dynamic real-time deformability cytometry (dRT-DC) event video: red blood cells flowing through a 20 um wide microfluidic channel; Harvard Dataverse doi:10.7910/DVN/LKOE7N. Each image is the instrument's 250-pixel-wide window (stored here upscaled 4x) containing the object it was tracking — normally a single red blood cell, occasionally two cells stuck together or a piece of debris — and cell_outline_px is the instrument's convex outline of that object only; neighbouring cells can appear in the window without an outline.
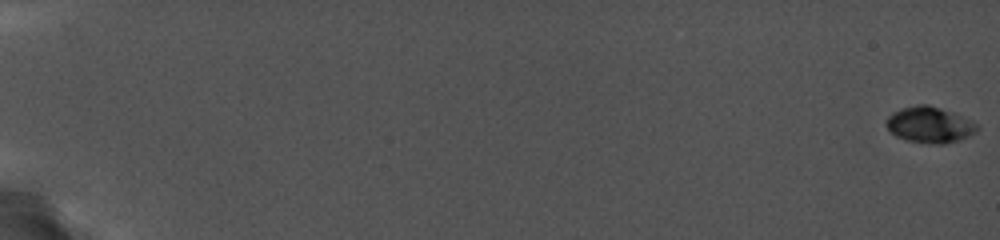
{"species": "common noctule bat (a hibernating species)", "species_latin": "Nyctalus noctula", "temperature_condition": "cold", "stored_images_in_passage": 46, "camera_frame_rate_fps": 5000, "um_per_image_px": 0.085, "animal": {"sex": "female", "body_mass_g": 19.0, "forearm_length_mm": 56.7}, "frame": {"image": 1, "passage_image": 1, "time_ms": 0.0, "image_size_px": [1000, 240], "cell_outline_px": [[980, 128], [976, 132], [968, 136], [944, 144], [932, 144], [904, 140], [896, 136], [888, 128], [888, 116], [892, 112], [900, 108], [916, 104], [928, 104], [952, 112], [972, 120]], "centroid_in_image_um": [79.02, 10.6], "position_along_channel_um": 6.0, "area_um2": 19.02}}
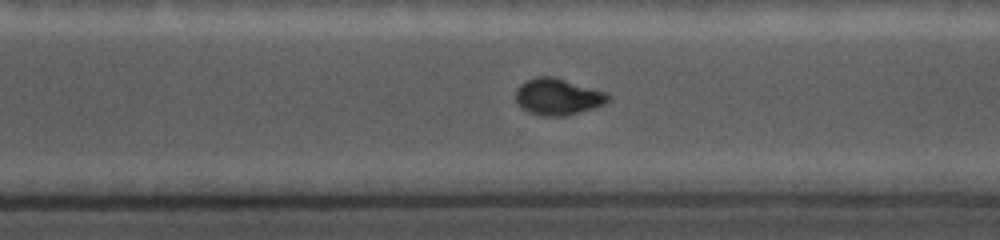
{"frame": {"image": 2, "passage_image": 37, "time_ms": 14.4, "image_size_px": [1000, 240], "cell_outline_px": [[612, 100], [604, 104], [592, 108], [564, 116], [548, 116], [528, 112], [516, 100], [516, 88], [520, 84], [536, 76], [552, 76], [608, 92], [612, 96]], "centroid_in_image_um": [47.46, 8.2], "position_along_channel_um": 323.1, "area_um2": 19.59}}
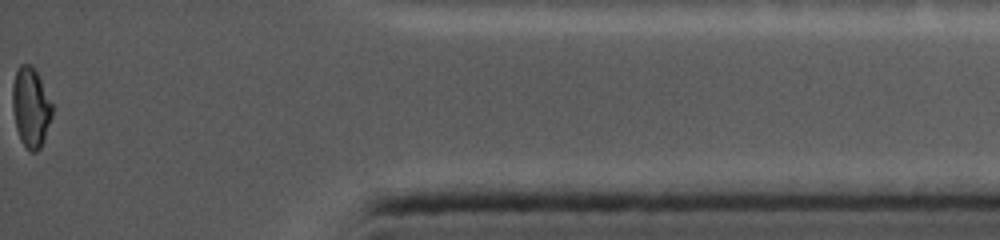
{"frame": {"image": 3, "passage_image": 46, "time_ms": 18.0, "image_size_px": [1000, 240], "cell_outline_px": [[52, 116], [40, 148], [36, 152], [32, 152], [20, 140], [16, 128], [12, 108], [12, 84], [16, 68], [20, 64], [32, 64], [52, 104]], "centroid_in_image_um": [2.58, 9.09], "position_along_channel_um": 432.6, "area_um2": 18.32}}